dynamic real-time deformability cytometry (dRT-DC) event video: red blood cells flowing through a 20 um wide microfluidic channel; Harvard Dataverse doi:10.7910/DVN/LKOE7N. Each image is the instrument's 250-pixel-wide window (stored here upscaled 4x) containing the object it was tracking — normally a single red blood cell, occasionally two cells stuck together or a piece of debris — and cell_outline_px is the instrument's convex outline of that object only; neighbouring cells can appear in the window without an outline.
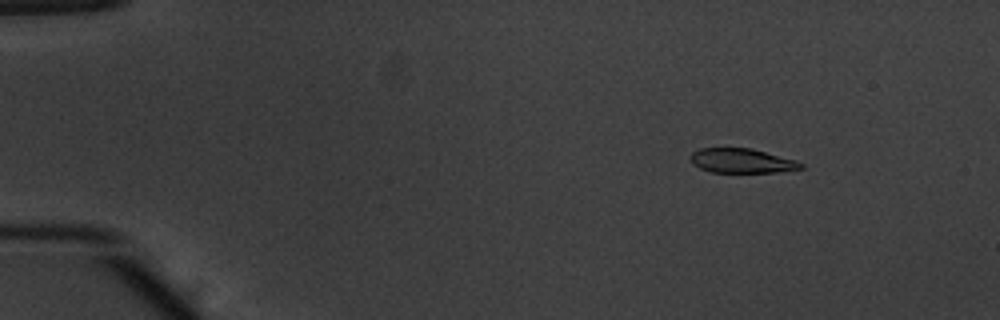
{"species": "common noctule bat (a hibernating species)", "species_latin": "Nyctalus noctula", "temperature_condition": "warm", "stored_images_in_passage": 55, "segment_of_instrument_passage": [1, 2], "camera_frame_rate_fps": 3000, "um_per_image_px": 0.085, "animal": {"sex": "male", "body_mass_g": 20.1, "forearm_length_mm": 53.5}, "frame": {"image": 1, "passage_image": 8, "time_ms": 2.333, "image_size_px": [1000, 320], "cell_outline_px": [[804, 168], [784, 172], [712, 172], [700, 168], [692, 164], [692, 152], [700, 148], [752, 148], [796, 160], [804, 164]], "centroid_in_image_um": [63.11, 13.67], "position_along_channel_um": 21.9, "area_um2": 15.78}}
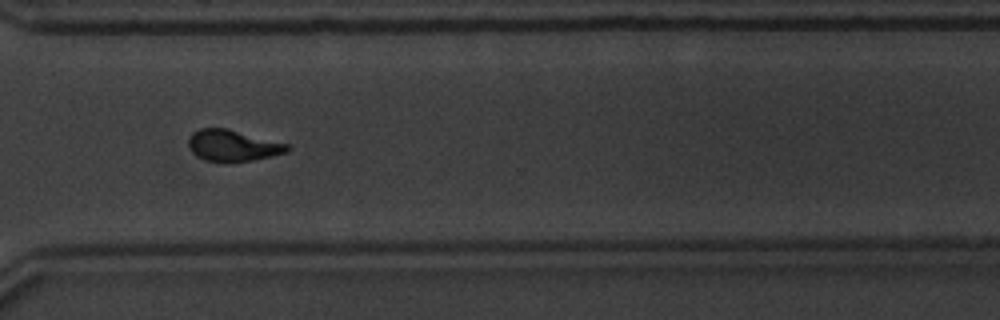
{"frame": {"image": 2, "passage_image": 41, "time_ms": 13.333, "image_size_px": [1000, 320], "cell_outline_px": [[292, 148], [288, 152], [272, 156], [252, 160], [208, 160], [192, 152], [188, 144], [188, 140], [192, 132], [200, 128], [224, 128], [288, 144]], "centroid_in_image_um": [19.81, 12.35], "position_along_channel_um": 350.8, "area_um2": 17.4}}
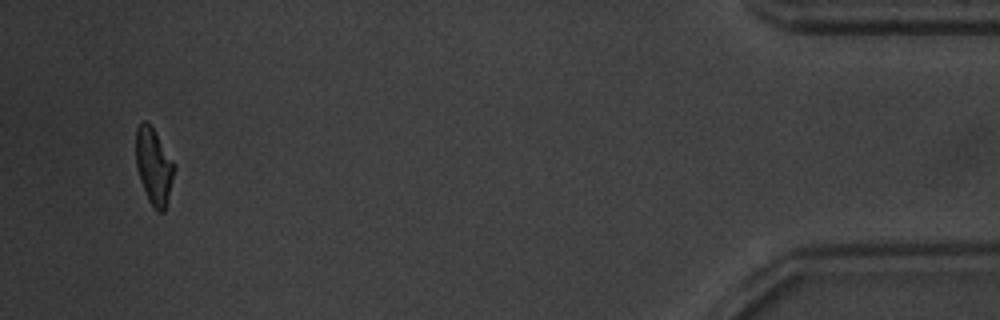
{"frame": {"image": 3, "passage_image": 52, "time_ms": 17.0, "image_size_px": [1000, 320], "cell_outline_px": [[176, 168], [164, 212], [156, 212], [148, 200], [140, 180], [136, 164], [136, 128], [144, 120], [152, 128], [176, 164]], "centroid_in_image_um": [13.09, 14.17], "position_along_channel_um": 422.1, "area_um2": 16.94}}